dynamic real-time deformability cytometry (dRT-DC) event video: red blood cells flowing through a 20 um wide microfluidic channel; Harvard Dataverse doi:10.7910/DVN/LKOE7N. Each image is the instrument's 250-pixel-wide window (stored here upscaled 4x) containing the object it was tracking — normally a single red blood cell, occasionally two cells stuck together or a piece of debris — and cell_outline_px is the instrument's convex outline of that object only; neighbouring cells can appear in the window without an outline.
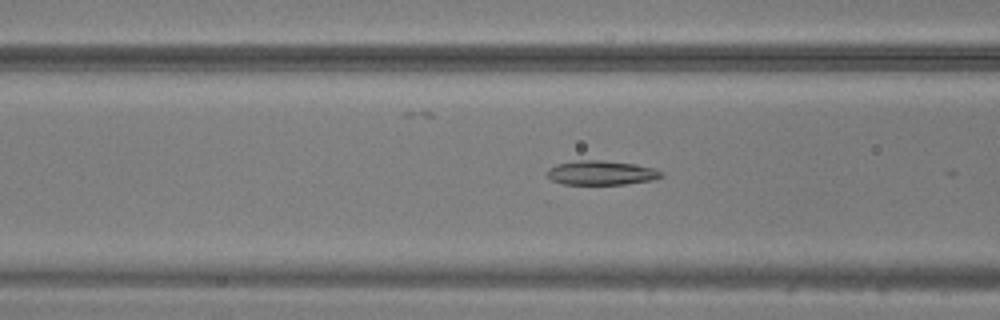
{"species": "common noctule bat (a hibernating species)", "species_latin": "Nyctalus noctula", "temperature_condition": "warm", "stored_images_in_passage": 24, "camera_frame_rate_fps": 3000, "um_per_image_px": 0.085, "animal": {"sex": "male", "body_mass_g": 20.5, "forearm_length_mm": 52.5}, "frame": {"image": 1, "passage_image": 7, "time_ms": 2.0, "image_size_px": [1000, 320], "cell_outline_px": [[664, 176], [652, 180], [624, 184], [564, 184], [552, 180], [548, 176], [548, 168], [556, 164], [580, 160], [600, 160], [636, 164], [656, 168], [664, 172]], "centroid_in_image_um": [51.16, 14.68], "position_along_channel_um": 115.4, "area_um2": 16.18}}
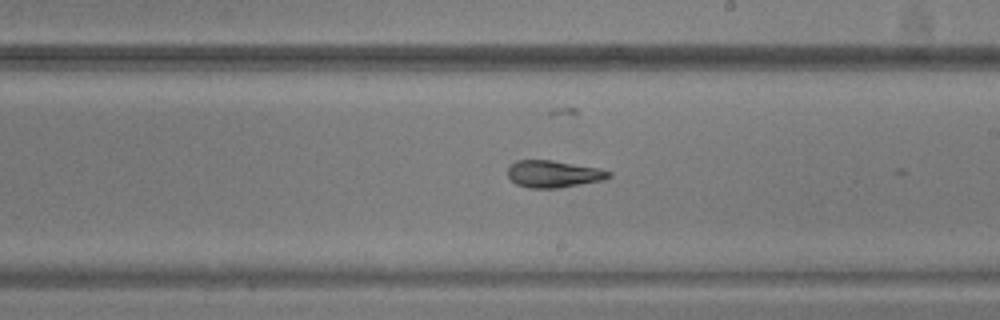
{"frame": {"image": 2, "passage_image": 16, "time_ms": 5.0, "image_size_px": [1000, 320], "cell_outline_px": [[612, 176], [604, 180], [560, 188], [528, 188], [516, 184], [508, 176], [508, 168], [516, 160], [552, 160], [600, 168], [612, 172]], "centroid_in_image_um": [47.08, 14.79], "position_along_channel_um": 241.9, "area_um2": 16.07}}
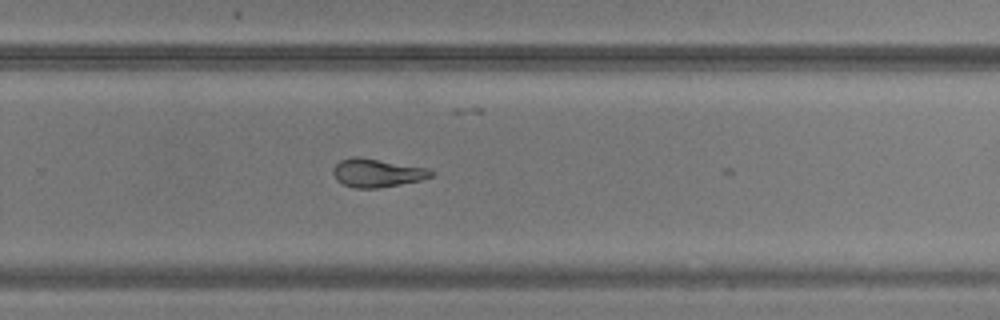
{"frame": {"image": 3, "passage_image": 20, "time_ms": 6.333, "image_size_px": [1000, 320], "cell_outline_px": [[432, 176], [420, 180], [380, 188], [352, 188], [336, 180], [332, 172], [332, 168], [340, 160], [352, 156], [360, 156], [428, 168], [432, 172]], "centroid_in_image_um": [31.99, 14.69], "position_along_channel_um": 297.8, "area_um2": 16.3}}